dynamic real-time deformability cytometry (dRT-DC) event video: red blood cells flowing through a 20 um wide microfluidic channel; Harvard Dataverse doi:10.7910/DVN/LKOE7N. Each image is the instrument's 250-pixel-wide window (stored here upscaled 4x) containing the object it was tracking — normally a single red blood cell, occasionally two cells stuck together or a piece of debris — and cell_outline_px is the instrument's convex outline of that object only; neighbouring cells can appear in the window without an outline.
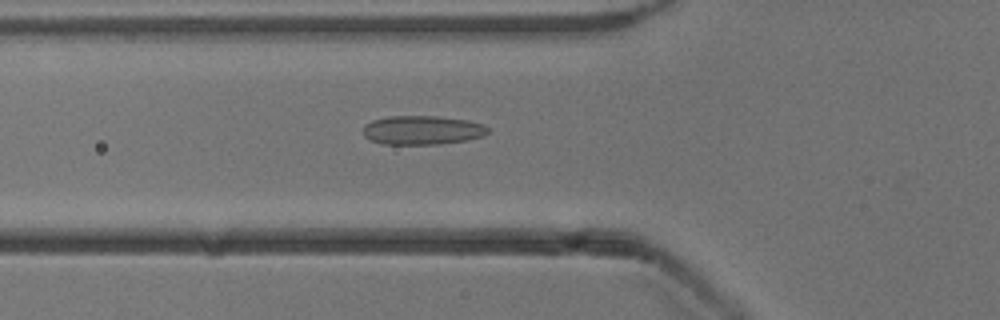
{"species": "common noctule bat (a hibernating species)", "species_latin": "Nyctalus noctula", "temperature_condition": "cold", "stored_images_in_passage": 52, "camera_frame_rate_fps": 3000, "um_per_image_px": 0.085, "animal": {"sex": "male", "body_mass_g": 13.3}, "frame": {"image": 1, "passage_image": 18, "time_ms": 5.667, "image_size_px": [1000, 320], "cell_outline_px": [[488, 132], [484, 136], [468, 140], [440, 144], [380, 144], [364, 136], [364, 124], [372, 120], [388, 116], [436, 116], [468, 120], [484, 124], [488, 128]], "centroid_in_image_um": [35.91, 11.06], "position_along_channel_um": 89.9, "area_um2": 21.21}}
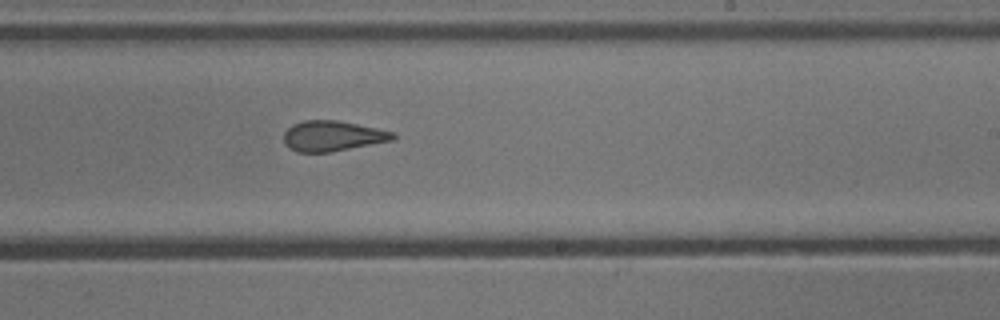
{"frame": {"image": 2, "passage_image": 31, "time_ms": 10.0, "image_size_px": [1000, 320], "cell_outline_px": [[396, 136], [392, 140], [328, 152], [296, 152], [288, 148], [284, 144], [284, 132], [292, 124], [304, 120], [336, 120], [356, 124], [392, 132]], "centroid_in_image_um": [28.18, 11.56], "position_along_channel_um": 260.8, "area_um2": 19.02}}
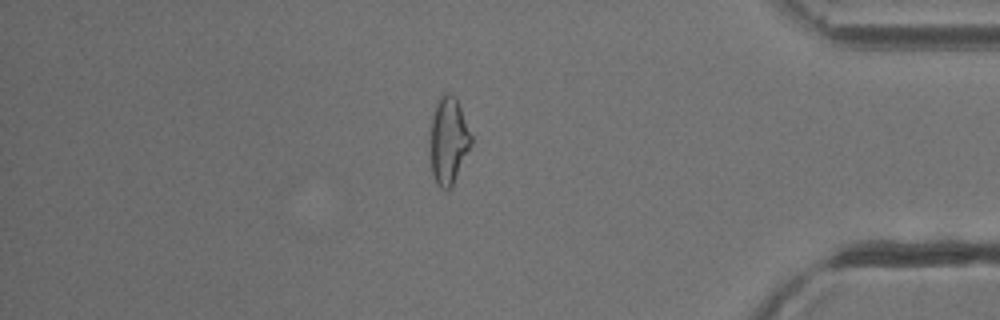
{"frame": {"image": 3, "passage_image": 44, "time_ms": 14.333, "image_size_px": [1000, 320], "cell_outline_px": [[472, 144], [452, 184], [448, 188], [440, 188], [436, 184], [432, 176], [428, 152], [428, 140], [432, 116], [436, 100], [444, 92], [448, 92], [456, 96], [472, 136]], "centroid_in_image_um": [38.06, 11.91], "position_along_channel_um": 397.1, "area_um2": 21.39}, "authors_computed_cell_mechanics": {"area_um2": 21.5594, "velocity_mm_per_s": 3.9184, "shape_relaxation_time_tau1_ms": null, "shape_relaxation_time_tau2_ms": 2.5288, "deformation_change_tau1": null, "deformation_change_tau2": 0.1122}}